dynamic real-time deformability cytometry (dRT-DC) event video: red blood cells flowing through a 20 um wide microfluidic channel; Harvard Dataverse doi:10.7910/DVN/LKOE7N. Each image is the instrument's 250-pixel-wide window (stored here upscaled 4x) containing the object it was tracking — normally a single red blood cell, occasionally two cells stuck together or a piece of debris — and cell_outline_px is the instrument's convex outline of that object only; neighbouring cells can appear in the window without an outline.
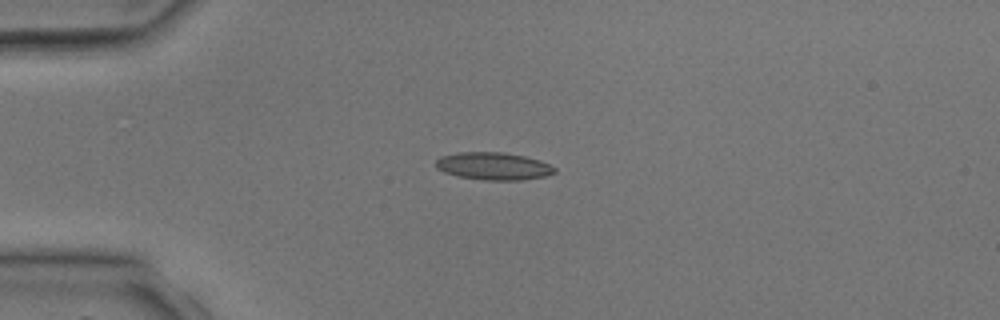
{"species": "common noctule bat (a hibernating species)", "species_latin": "Nyctalus noctula", "temperature_condition": "room temperature", "stored_images_in_passage": 1, "camera_frame_rate_fps": 3000, "um_per_image_px": 0.085, "animal": {"sex": "male", "body_mass_g": 17.9, "forearm_length_mm": 54.2}, "frame": {"image": 1, "passage_image": 1, "time_ms": 0.0, "image_size_px": [1000, 320], "cell_outline_px": [[556, 172], [544, 176], [520, 180], [484, 180], [460, 176], [444, 172], [436, 168], [436, 160], [440, 156], [456, 152], [500, 152], [524, 156], [540, 160], [556, 168]], "centroid_in_image_um": [41.92, 14.11], "position_along_channel_um": 43.1, "area_um2": 18.96}}